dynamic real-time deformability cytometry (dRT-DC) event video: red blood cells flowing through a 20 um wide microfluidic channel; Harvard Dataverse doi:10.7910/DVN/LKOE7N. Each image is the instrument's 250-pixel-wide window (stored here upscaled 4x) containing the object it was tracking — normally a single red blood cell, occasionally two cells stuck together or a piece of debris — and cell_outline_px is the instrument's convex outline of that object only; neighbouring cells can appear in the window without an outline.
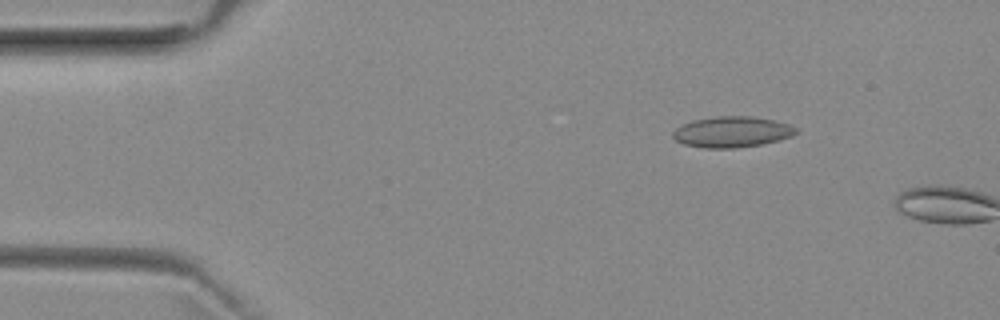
{"species": "common noctule bat (a hibernating species)", "species_latin": "Nyctalus noctula", "temperature_condition": "room temperature", "stored_images_in_passage": 8, "camera_frame_rate_fps": 3000, "um_per_image_px": 0.085, "animal": {"sex": "female", "body_mass_g": 29.2, "forearm_length_mm": 56.3}, "frame": {"image": 1, "passage_image": 7, "time_ms": 2.0, "image_size_px": [1000, 320], "cell_outline_px": [[796, 132], [792, 136], [760, 144], [736, 148], [704, 148], [684, 144], [676, 140], [672, 136], [672, 132], [676, 128], [692, 120], [712, 116], [752, 116], [776, 120], [788, 124], [796, 128]], "centroid_in_image_um": [62.19, 11.2], "position_along_channel_um": 22.8, "area_um2": 22.08}}